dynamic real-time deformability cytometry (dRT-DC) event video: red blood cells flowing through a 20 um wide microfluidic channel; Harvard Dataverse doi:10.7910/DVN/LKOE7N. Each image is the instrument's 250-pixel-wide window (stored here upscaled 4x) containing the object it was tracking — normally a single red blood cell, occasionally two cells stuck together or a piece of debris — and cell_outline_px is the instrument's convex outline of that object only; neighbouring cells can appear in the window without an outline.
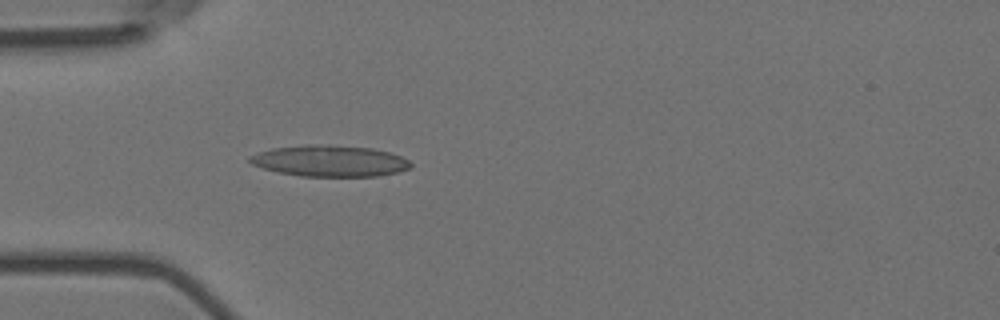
{"species": "Egyptian fruit bat (a non-hibernating species)", "species_latin": "Rousettus aegyptiacus", "temperature_condition": "room temperature", "stored_images_in_passage": 5, "camera_frame_rate_fps": 3000, "um_per_image_px": 0.085, "animal": {"sex": "female"}, "frame": {"image": 1, "passage_image": 5, "time_ms": 1.333, "image_size_px": [1000, 320], "cell_outline_px": [[412, 168], [400, 172], [380, 176], [300, 176], [280, 172], [264, 168], [252, 164], [248, 160], [248, 156], [272, 148], [312, 144], [328, 144], [372, 148], [388, 152], [400, 156], [408, 160], [412, 164]], "centroid_in_image_um": [28.07, 13.68], "position_along_channel_um": 56.9, "area_um2": 29.36}}